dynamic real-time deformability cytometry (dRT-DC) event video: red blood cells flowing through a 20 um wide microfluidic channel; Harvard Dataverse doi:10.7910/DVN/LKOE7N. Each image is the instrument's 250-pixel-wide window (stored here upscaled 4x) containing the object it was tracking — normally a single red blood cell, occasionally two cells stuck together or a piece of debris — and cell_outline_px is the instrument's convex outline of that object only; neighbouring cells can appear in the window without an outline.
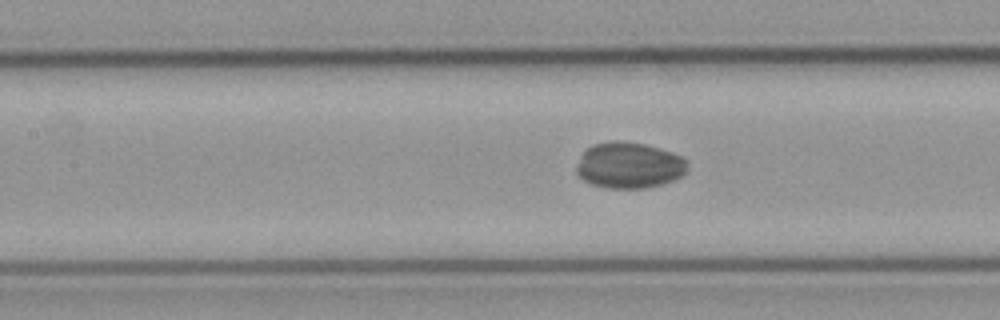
{"species": "common noctule bat (a hibernating species)", "species_latin": "Nyctalus noctula", "temperature_condition": "cold", "stored_images_in_passage": 36, "camera_frame_rate_fps": 3000, "um_per_image_px": 0.085, "animal": {"sex": "male", "body_mass_g": 23.1, "forearm_length_mm": 52.7}, "frame": {"image": 1, "passage_image": 9, "time_ms": 2.667, "image_size_px": [1000, 320], "cell_outline_px": [[688, 160], [684, 172], [680, 176], [672, 180], [660, 184], [644, 188], [604, 188], [592, 184], [584, 180], [576, 172], [576, 168], [584, 152], [592, 144], [612, 140], [624, 140], [644, 144], [660, 148], [672, 152]], "centroid_in_image_um": [53.46, 14.03], "position_along_channel_um": 153.9, "area_um2": 29.65}}
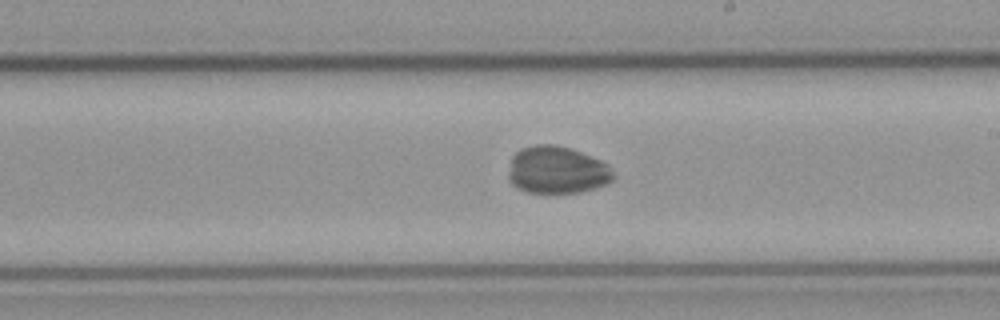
{"frame": {"image": 2, "passage_image": 16, "time_ms": 5.0, "image_size_px": [1000, 320], "cell_outline_px": [[616, 176], [608, 184], [596, 188], [580, 192], [528, 192], [516, 188], [508, 180], [508, 172], [512, 156], [520, 148], [536, 144], [556, 144], [580, 152], [600, 160], [608, 164]], "centroid_in_image_um": [47.34, 14.45], "position_along_channel_um": 241.7, "area_um2": 29.13}}
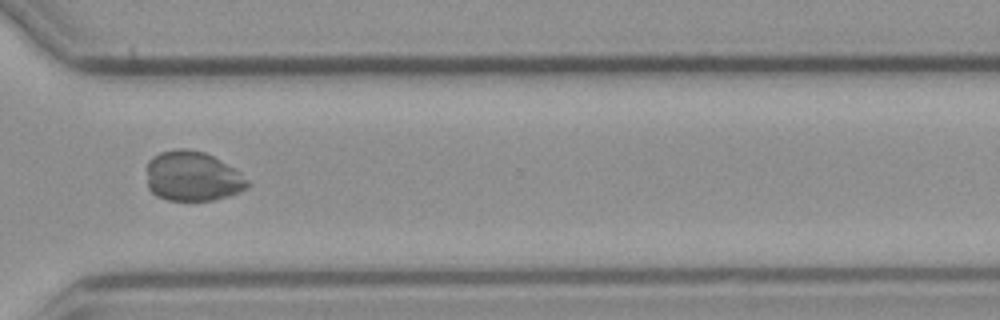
{"frame": {"image": 3, "passage_image": 25, "time_ms": 8.0, "image_size_px": [1000, 320], "cell_outline_px": [[252, 184], [248, 188], [240, 192], [228, 196], [212, 200], [168, 200], [156, 196], [148, 188], [148, 160], [152, 156], [160, 152], [176, 148], [184, 148], [204, 152], [236, 168]], "centroid_in_image_um": [16.39, 14.98], "position_along_channel_um": 354.2, "area_um2": 29.54}}